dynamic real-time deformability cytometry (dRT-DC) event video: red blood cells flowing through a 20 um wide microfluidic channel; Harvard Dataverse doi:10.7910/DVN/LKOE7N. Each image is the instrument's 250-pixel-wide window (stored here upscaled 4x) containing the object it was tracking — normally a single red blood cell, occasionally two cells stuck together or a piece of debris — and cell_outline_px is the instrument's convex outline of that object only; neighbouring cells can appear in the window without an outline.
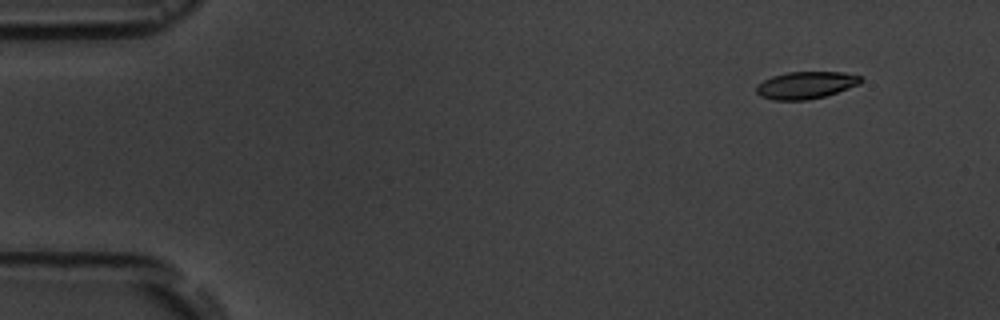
{"species": "common noctule bat (a hibernating species)", "species_latin": "Nyctalus noctula", "temperature_condition": "room temperature", "stored_images_in_passage": 10, "camera_frame_rate_fps": 3000, "um_per_image_px": 0.085, "animal": {"sex": "male", "body_mass_g": 19.5, "forearm_length_mm": 54.6}, "frame": {"image": 1, "passage_image": 1, "time_ms": 0.0, "image_size_px": [1000, 320], "cell_outline_px": [[864, 80], [860, 84], [824, 96], [808, 100], [772, 100], [760, 96], [756, 92], [756, 84], [772, 76], [788, 72], [844, 72], [860, 76]], "centroid_in_image_um": [68.48, 7.23], "position_along_channel_um": 16.5, "area_um2": 16.59}}
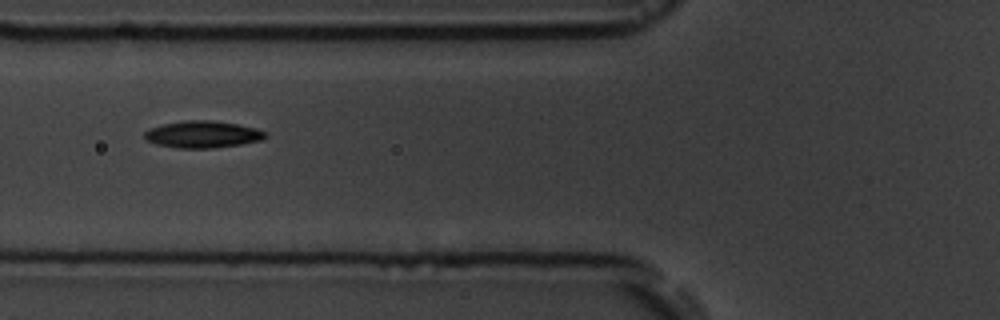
{"frame": {"image": 2, "passage_image": 5, "time_ms": 5.333, "image_size_px": [1000, 320], "cell_outline_px": [[268, 136], [260, 140], [240, 144], [212, 148], [176, 148], [156, 144], [144, 140], [144, 132], [148, 128], [164, 124], [184, 120], [212, 120], [236, 124], [256, 128], [264, 132]], "centroid_in_image_um": [17.17, 11.42], "position_along_channel_um": 108.6, "area_um2": 18.96}}
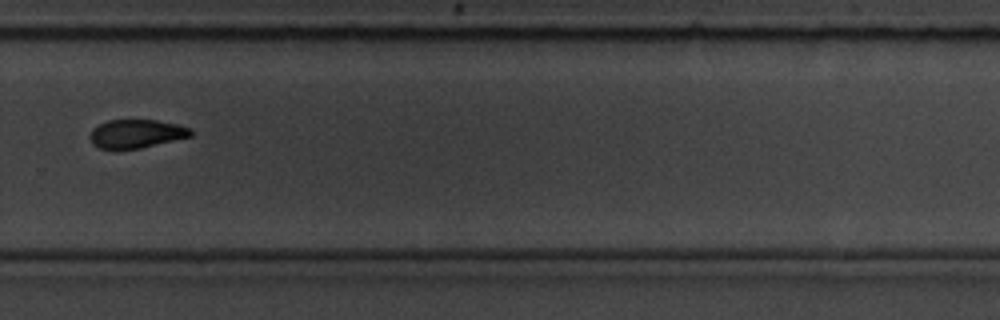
{"frame": {"image": 3, "passage_image": 10, "time_ms": 11.0, "image_size_px": [1000, 320], "cell_outline_px": [[192, 136], [140, 148], [100, 148], [92, 144], [92, 128], [108, 120], [156, 120], [180, 124], [192, 128]], "centroid_in_image_um": [11.65, 11.35], "position_along_channel_um": 318.1, "area_um2": 16.53}}